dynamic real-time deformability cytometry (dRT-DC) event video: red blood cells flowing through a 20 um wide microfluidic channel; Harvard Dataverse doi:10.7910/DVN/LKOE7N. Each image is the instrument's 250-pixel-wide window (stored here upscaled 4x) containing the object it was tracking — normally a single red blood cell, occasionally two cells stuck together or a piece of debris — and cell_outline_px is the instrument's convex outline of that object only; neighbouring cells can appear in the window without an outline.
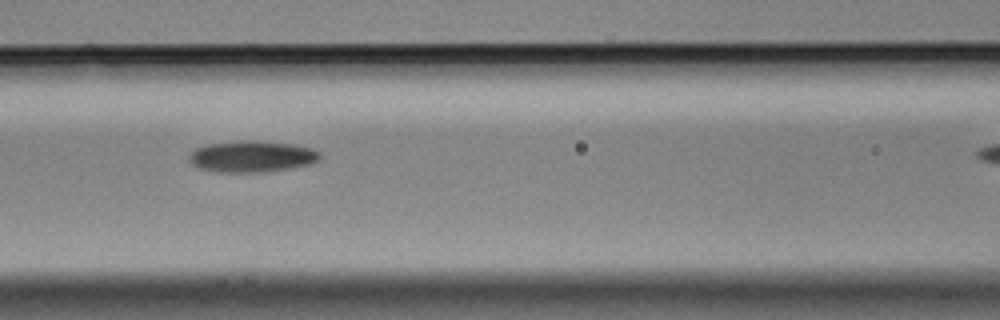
{"species": "Egyptian fruit bat (a non-hibernating species)", "species_latin": "Rousettus aegyptiacus", "temperature_condition": "cold", "stored_images_in_passage": 11, "camera_frame_rate_fps": 3000, "um_per_image_px": 0.085, "animal": {"sex": "male"}, "frame": {"image": 1, "passage_image": 5, "time_ms": 1.333, "image_size_px": [1000, 320], "cell_outline_px": [[320, 160], [312, 164], [292, 168], [264, 172], [216, 172], [200, 168], [192, 164], [188, 160], [188, 156], [196, 148], [204, 144], [232, 140], [256, 140], [292, 144], [312, 148], [320, 152]], "centroid_in_image_um": [21.4, 13.29], "position_along_channel_um": 145.2, "area_um2": 24.39}}
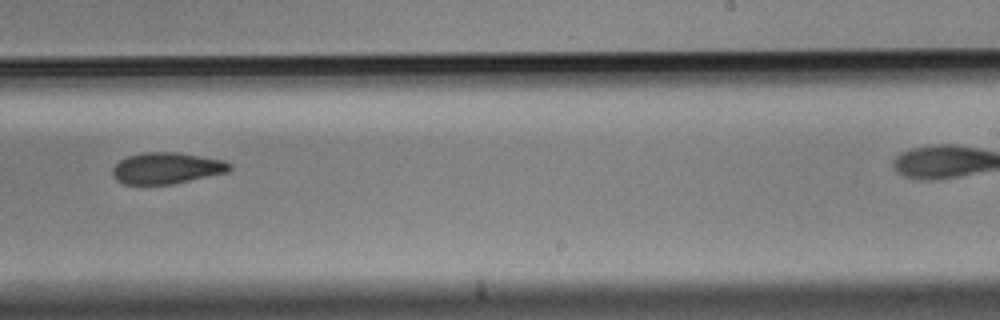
{"frame": {"image": 2, "passage_image": 8, "time_ms": 2.333, "image_size_px": [1000, 320], "cell_outline_px": [[232, 168], [228, 172], [172, 184], [124, 184], [116, 180], [112, 176], [112, 168], [120, 160], [128, 156], [144, 152], [180, 152], [224, 160], [232, 164]], "centroid_in_image_um": [14.17, 14.28], "position_along_channel_um": 274.8, "area_um2": 21.5}}
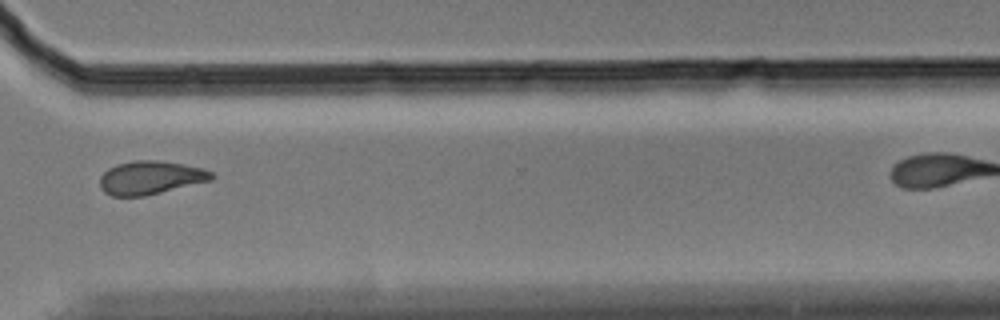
{"frame": {"image": 3, "passage_image": 10, "time_ms": 3.0, "image_size_px": [1000, 320], "cell_outline_px": [[216, 176], [212, 180], [144, 196], [112, 196], [104, 192], [100, 188], [100, 176], [108, 168], [116, 164], [132, 160], [160, 160], [184, 164], [204, 168], [212, 172]], "centroid_in_image_um": [12.79, 15.09], "position_along_channel_um": 357.8, "area_um2": 21.96}}